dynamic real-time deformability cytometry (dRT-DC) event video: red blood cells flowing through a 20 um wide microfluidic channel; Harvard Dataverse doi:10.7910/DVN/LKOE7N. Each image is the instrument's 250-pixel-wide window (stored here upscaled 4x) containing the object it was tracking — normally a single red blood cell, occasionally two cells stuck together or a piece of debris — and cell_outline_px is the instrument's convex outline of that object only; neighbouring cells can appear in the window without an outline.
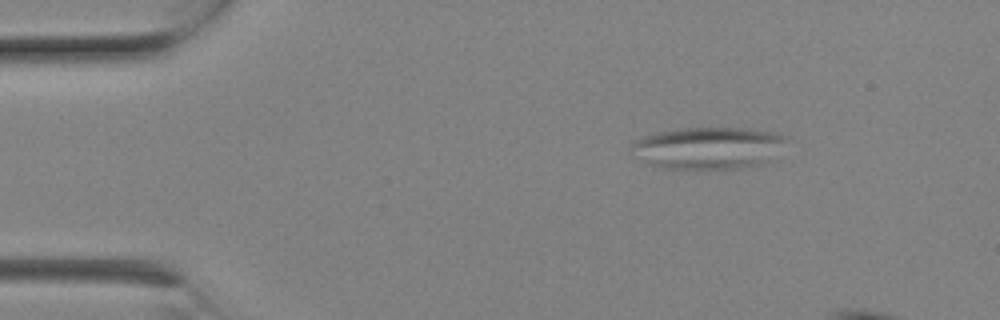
{"species": "Egyptian fruit bat (a non-hibernating species)", "species_latin": "Rousettus aegyptiacus", "temperature_condition": "room temperature", "stored_images_in_passage": 4, "camera_frame_rate_fps": 3000, "um_per_image_px": 0.085, "animal": {"sex": "female"}, "frame": {"image": 1, "passage_image": 1, "time_ms": 0.0, "image_size_px": [1000, 320], "cell_outline_px": [[788, 140], [764, 164], [740, 168], [696, 172], [664, 168], [652, 164], [632, 148], [632, 140], [656, 132], [680, 128], [748, 128], [772, 132], [788, 136]], "centroid_in_image_um": [60.25, 12.6], "position_along_channel_um": 24.7, "area_um2": 38.38}}